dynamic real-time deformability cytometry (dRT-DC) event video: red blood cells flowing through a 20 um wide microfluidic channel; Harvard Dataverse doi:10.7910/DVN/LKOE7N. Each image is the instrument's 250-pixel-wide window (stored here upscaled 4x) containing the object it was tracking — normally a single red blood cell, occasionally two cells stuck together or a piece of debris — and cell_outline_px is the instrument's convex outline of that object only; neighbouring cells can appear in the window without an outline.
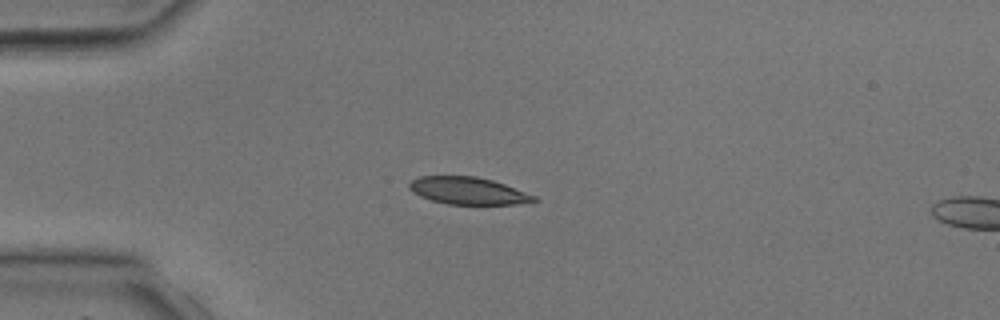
{"species": "common noctule bat (a hibernating species)", "species_latin": "Nyctalus noctula", "temperature_condition": "room temperature", "stored_images_in_passage": 2, "camera_frame_rate_fps": 3000, "um_per_image_px": 0.085, "animal": {"sex": "male", "body_mass_g": 17.9, "forearm_length_mm": 54.2}, "frame": {"image": 1, "passage_image": 1, "time_ms": 0.0, "image_size_px": [1000, 320], "cell_outline_px": [[540, 200], [516, 204], [448, 204], [432, 200], [420, 196], [412, 192], [408, 188], [408, 184], [412, 180], [420, 176], [476, 176], [492, 180], [504, 184], [536, 196]], "centroid_in_image_um": [39.77, 16.21], "position_along_channel_um": 45.2, "area_um2": 19.71}}